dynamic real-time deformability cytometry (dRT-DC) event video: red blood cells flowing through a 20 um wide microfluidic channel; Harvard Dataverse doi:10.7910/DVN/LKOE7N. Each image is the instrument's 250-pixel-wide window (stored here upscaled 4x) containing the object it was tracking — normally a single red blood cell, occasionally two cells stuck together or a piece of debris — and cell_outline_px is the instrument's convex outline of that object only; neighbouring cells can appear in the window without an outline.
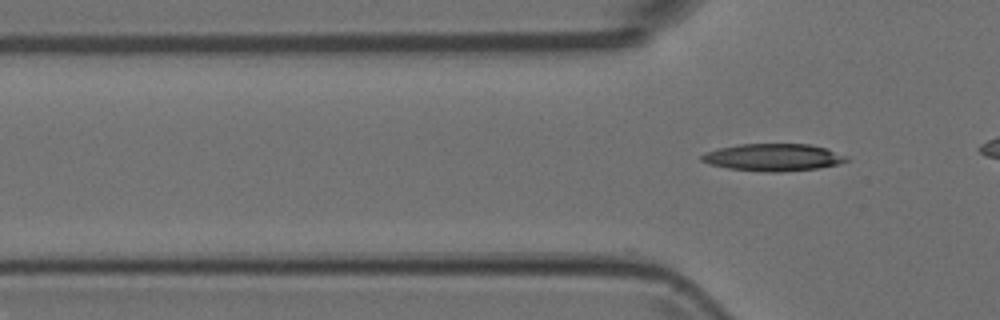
{"species": "Egyptian fruit bat (a non-hibernating species)", "species_latin": "Rousettus aegyptiacus", "temperature_condition": "room temperature", "stored_images_in_passage": 11, "camera_frame_rate_fps": 3000, "um_per_image_px": 0.085, "animal": {"sex": "female"}, "frame": {"image": 1, "passage_image": 11, "time_ms": 3.333, "image_size_px": [1000, 320], "cell_outline_px": [[852, 160], [840, 164], [816, 168], [780, 172], [768, 172], [728, 168], [708, 164], [700, 160], [700, 156], [704, 152], [736, 144], [812, 144], [848, 156]], "centroid_in_image_um": [65.73, 13.37], "position_along_channel_um": 60.1, "area_um2": 23.12}}